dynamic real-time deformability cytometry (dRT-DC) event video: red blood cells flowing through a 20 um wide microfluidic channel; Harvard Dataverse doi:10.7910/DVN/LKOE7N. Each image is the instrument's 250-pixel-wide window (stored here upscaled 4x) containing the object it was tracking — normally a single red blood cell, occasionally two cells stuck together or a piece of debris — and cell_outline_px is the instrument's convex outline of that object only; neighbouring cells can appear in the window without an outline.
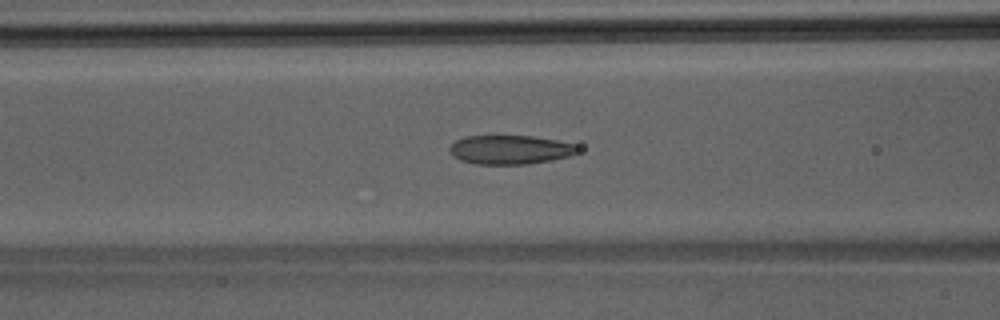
{"species": "Egyptian fruit bat (a non-hibernating species)", "species_latin": "Rousettus aegyptiacus", "temperature_condition": "room temperature", "stored_images_in_passage": 33, "camera_frame_rate_fps": 3000, "um_per_image_px": 0.085, "animal": {"sex": "male"}, "frame": {"image": 1, "passage_image": 6, "time_ms": 1.667, "image_size_px": [1000, 320], "cell_outline_px": [[580, 148], [576, 152], [568, 156], [552, 160], [528, 164], [476, 164], [460, 160], [452, 156], [448, 152], [448, 148], [456, 140], [464, 136], [532, 136], [556, 140], [576, 144]], "centroid_in_image_um": [43.32, 12.72], "position_along_channel_um": 123.3, "area_um2": 21.73}}
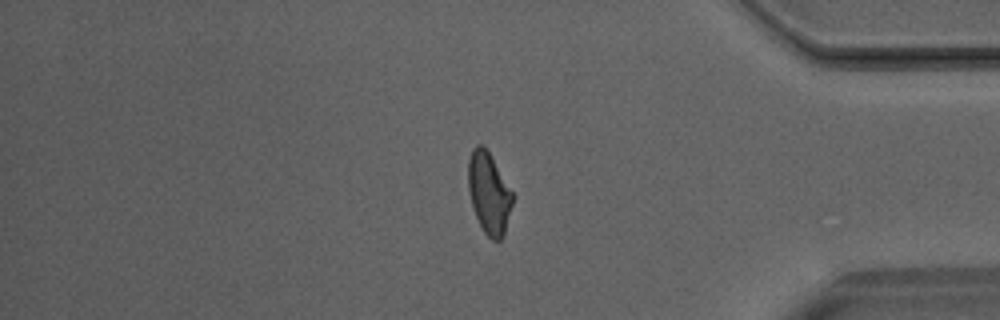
{"frame": {"image": 2, "passage_image": 26, "time_ms": 8.333, "image_size_px": [1000, 320], "cell_outline_px": [[516, 196], [504, 236], [500, 240], [492, 240], [484, 232], [476, 216], [468, 192], [468, 160], [472, 148], [476, 144], [484, 144]], "centroid_in_image_um": [41.59, 16.4], "position_along_channel_um": 393.6, "area_um2": 21.56}}
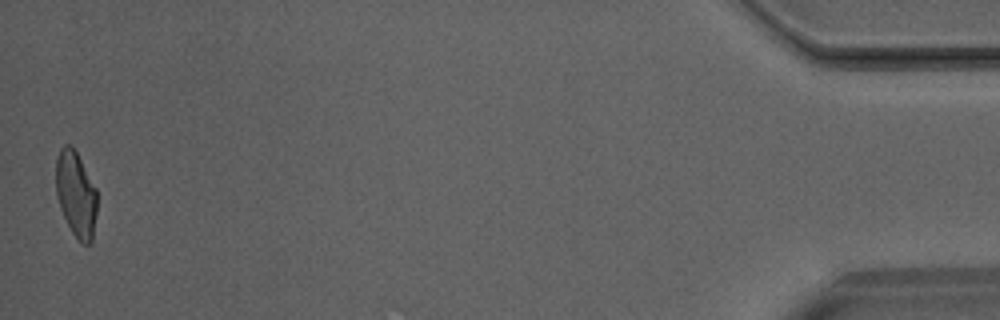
{"frame": {"image": 3, "passage_image": 33, "time_ms": 10.667, "image_size_px": [1000, 320], "cell_outline_px": [[96, 212], [92, 240], [88, 244], [84, 244], [72, 232], [60, 208], [56, 192], [56, 160], [60, 148], [64, 144], [72, 144], [96, 188]], "centroid_in_image_um": [6.44, 16.45], "position_along_channel_um": 428.8, "area_um2": 20.29}}